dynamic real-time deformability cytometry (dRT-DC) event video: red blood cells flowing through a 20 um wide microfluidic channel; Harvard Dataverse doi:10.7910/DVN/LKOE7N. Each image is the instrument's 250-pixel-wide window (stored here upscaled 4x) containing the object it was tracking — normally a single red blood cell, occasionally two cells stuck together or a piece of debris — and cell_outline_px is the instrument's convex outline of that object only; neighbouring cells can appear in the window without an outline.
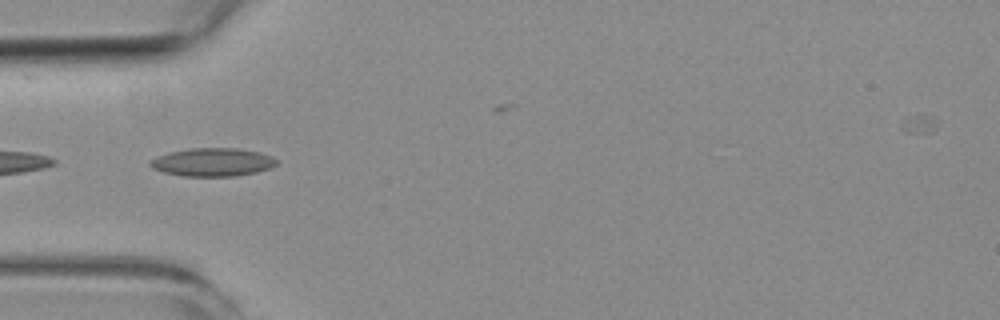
{"species": "common noctule bat (a hibernating species)", "species_latin": "Nyctalus noctula", "temperature_condition": "room temperature", "stored_images_in_passage": 7, "camera_frame_rate_fps": 3000, "um_per_image_px": 0.085, "animal": {"sex": "female", "body_mass_g": 19.3, "forearm_length_mm": 54.1}, "frame": {"image": 1, "passage_image": 5, "time_ms": 5.333, "image_size_px": [1000, 320], "cell_outline_px": [[276, 164], [268, 168], [256, 172], [236, 176], [184, 176], [164, 172], [152, 168], [148, 164], [148, 160], [156, 156], [168, 152], [192, 148], [236, 148], [260, 152], [272, 156], [276, 160]], "centroid_in_image_um": [18.02, 13.78], "position_along_channel_um": 67.0, "area_um2": 20.81}}
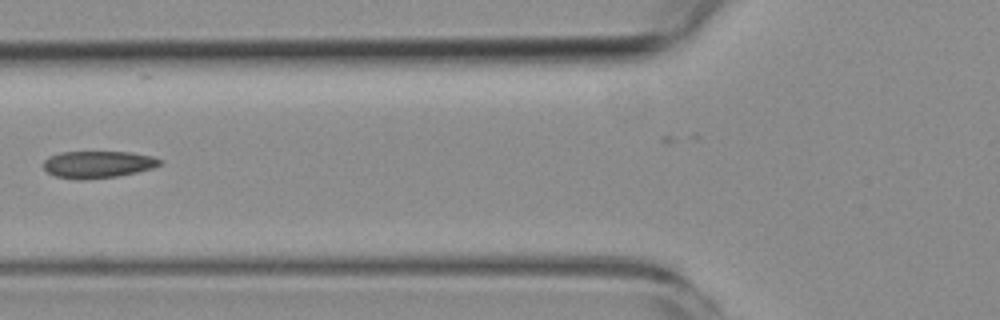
{"frame": {"image": 2, "passage_image": 6, "time_ms": 6.667, "image_size_px": [1000, 320], "cell_outline_px": [[164, 160], [160, 164], [152, 168], [136, 172], [116, 176], [84, 180], [76, 180], [56, 176], [48, 172], [44, 168], [44, 160], [48, 156], [60, 152], [132, 152], [152, 156]], "centroid_in_image_um": [8.31, 13.97], "position_along_channel_um": 117.5, "area_um2": 18.38}}
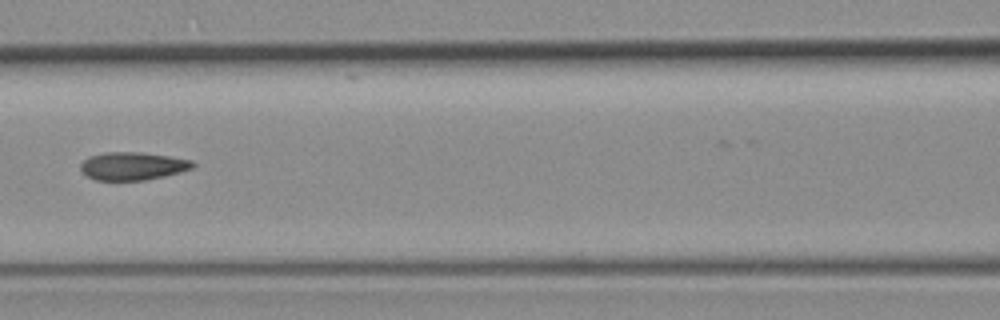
{"frame": {"image": 3, "passage_image": 7, "time_ms": 7.667, "image_size_px": [1000, 320], "cell_outline_px": [[196, 164], [192, 168], [180, 172], [164, 176], [144, 180], [96, 180], [88, 176], [80, 168], [80, 164], [88, 156], [104, 152], [140, 152], [168, 156], [192, 160]], "centroid_in_image_um": [11.27, 14.1], "position_along_channel_um": 155.3, "area_um2": 18.21}}